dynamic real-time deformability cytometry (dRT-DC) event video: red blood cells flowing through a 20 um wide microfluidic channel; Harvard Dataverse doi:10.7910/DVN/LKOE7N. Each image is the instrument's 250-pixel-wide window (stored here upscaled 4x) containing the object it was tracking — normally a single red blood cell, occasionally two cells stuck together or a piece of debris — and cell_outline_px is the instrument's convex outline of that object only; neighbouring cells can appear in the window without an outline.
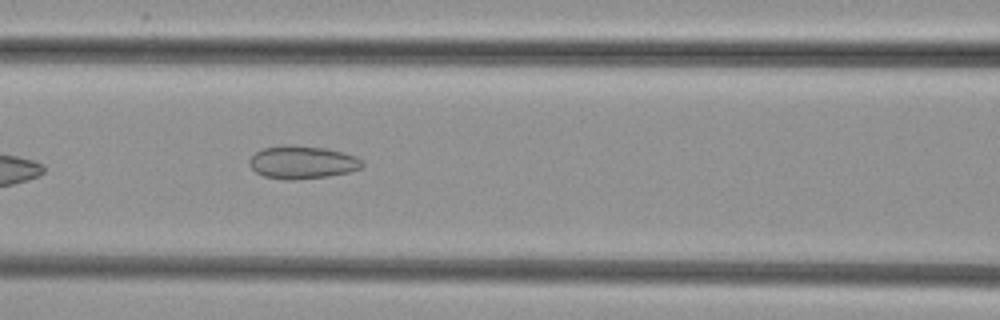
{"species": "common noctule bat (a hibernating species)", "species_latin": "Nyctalus noctula", "temperature_condition": "cold", "stored_images_in_passage": 40, "camera_frame_rate_fps": 3000, "um_per_image_px": 0.085, "animal": {"sex": "female", "body_mass_g": 29.2, "forearm_length_mm": 56.3}, "frame": {"image": 1, "passage_image": 16, "time_ms": 5.0, "image_size_px": [1000, 320], "cell_outline_px": [[364, 164], [360, 168], [348, 172], [328, 176], [296, 180], [284, 180], [264, 176], [256, 172], [248, 164], [248, 160], [256, 152], [264, 148], [284, 144], [292, 144], [324, 148], [356, 156]], "centroid_in_image_um": [25.65, 13.79], "position_along_channel_um": 141.0, "area_um2": 21.68}}
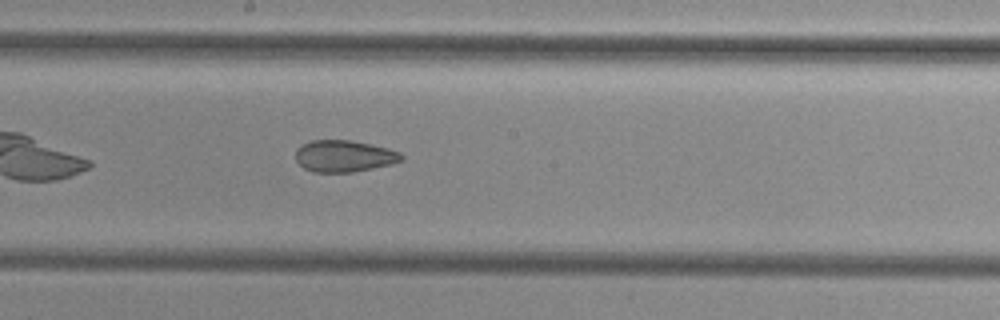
{"frame": {"image": 2, "passage_image": 22, "time_ms": 7.0, "image_size_px": [1000, 320], "cell_outline_px": [[404, 160], [392, 164], [352, 172], [312, 172], [304, 168], [296, 160], [296, 148], [312, 140], [348, 140], [372, 144], [388, 148], [400, 152], [404, 156]], "centroid_in_image_um": [29.27, 13.27], "position_along_channel_um": 218.9, "area_um2": 19.59}}
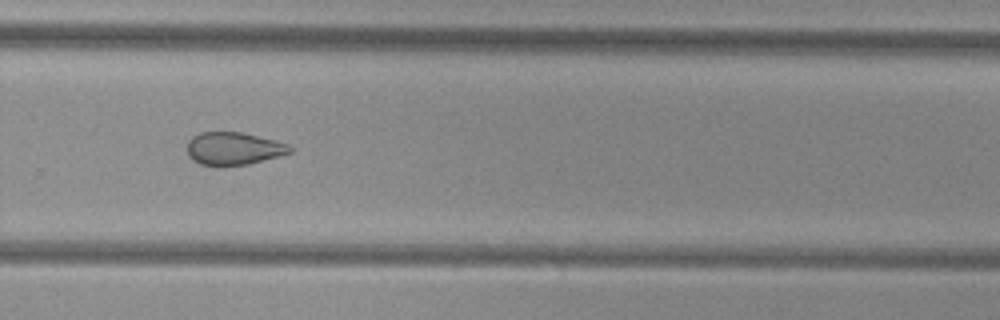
{"frame": {"image": 3, "passage_image": 29, "time_ms": 9.333, "image_size_px": [1000, 320], "cell_outline_px": [[292, 152], [280, 156], [248, 164], [200, 164], [192, 160], [188, 156], [188, 140], [192, 136], [200, 132], [240, 132], [288, 144], [292, 148]], "centroid_in_image_um": [19.84, 12.61], "position_along_channel_um": 310.0, "area_um2": 19.19}}